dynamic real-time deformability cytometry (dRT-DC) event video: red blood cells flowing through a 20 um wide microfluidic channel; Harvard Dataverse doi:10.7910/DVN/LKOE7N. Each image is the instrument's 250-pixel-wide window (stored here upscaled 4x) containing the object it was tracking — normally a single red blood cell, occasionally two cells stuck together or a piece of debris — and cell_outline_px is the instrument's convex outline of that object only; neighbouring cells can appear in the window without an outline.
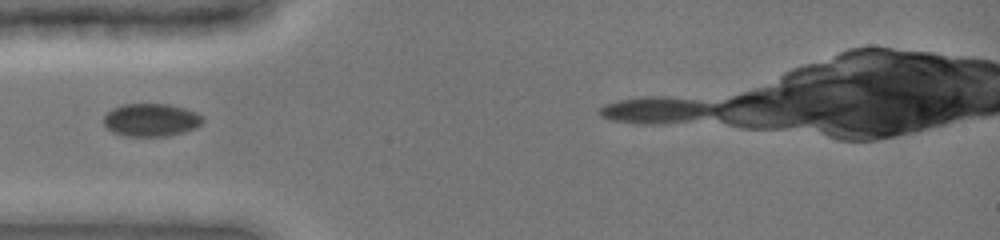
{"species": "common noctule bat (a hibernating species)", "species_latin": "Nyctalus noctula", "temperature_condition": "cold", "stored_images_in_passage": 2, "camera_frame_rate_fps": 3000, "um_per_image_px": 0.085, "animal": {"sex": "female", "body_mass_g": 19.0, "forearm_length_mm": 51.5}, "frame": {"image": 1, "passage_image": 1, "time_ms": 0.0, "image_size_px": [1000, 240], "cell_outline_px": [[204, 120], [196, 128], [184, 132], [168, 136], [128, 136], [112, 132], [104, 124], [104, 116], [112, 108], [124, 104], [168, 104], [184, 108], [196, 112], [204, 116]], "centroid_in_image_um": [12.87, 10.19], "position_along_channel_um": 72.1, "area_um2": 19.02}}